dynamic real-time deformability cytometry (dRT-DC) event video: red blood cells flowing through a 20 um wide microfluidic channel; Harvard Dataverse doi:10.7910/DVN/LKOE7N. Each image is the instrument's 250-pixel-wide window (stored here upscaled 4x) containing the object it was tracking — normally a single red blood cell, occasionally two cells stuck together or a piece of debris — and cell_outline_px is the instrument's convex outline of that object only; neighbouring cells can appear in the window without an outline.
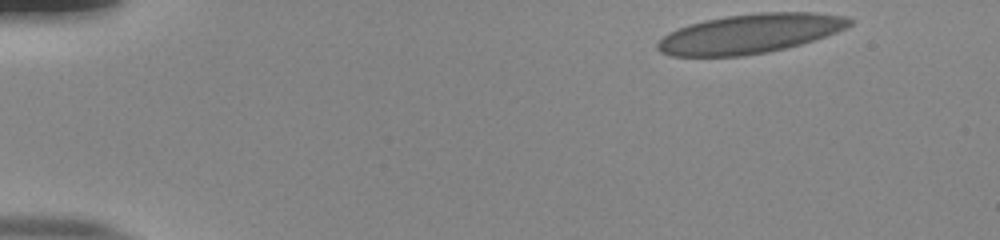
{"species": "human", "species_latin": "Homo sapiens", "temperature_condition": "room temperature", "stored_images_in_passage": 49, "camera_frame_rate_fps": 3000, "um_per_image_px": 0.085, "donor": {"sex": "male"}, "frame": {"image": 1, "passage_image": 1, "time_ms": 0.0, "image_size_px": [1000, 240], "cell_outline_px": [[852, 24], [836, 32], [800, 44], [768, 52], [744, 56], [672, 56], [660, 52], [656, 48], [656, 44], [668, 32], [704, 20], [728, 16], [764, 12], [812, 12], [848, 16], [852, 20]], "centroid_in_image_um": [63.74, 2.86], "position_along_channel_um": 21.3, "area_um2": 43.7}}
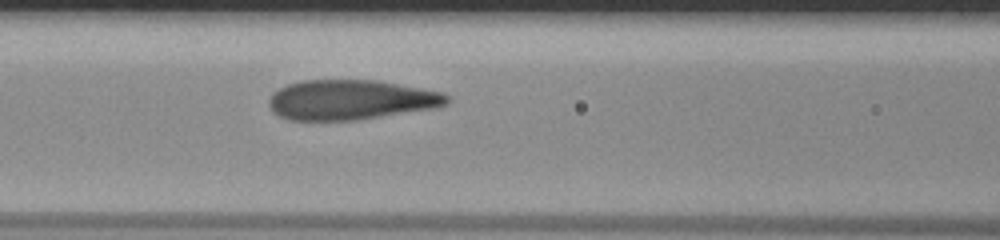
{"frame": {"image": 2, "passage_image": 19, "time_ms": 6.0, "image_size_px": [1000, 240], "cell_outline_px": [[448, 104], [432, 108], [356, 120], [288, 120], [272, 112], [268, 104], [268, 100], [272, 92], [288, 84], [300, 80], [376, 80], [440, 92], [448, 96]], "centroid_in_image_um": [29.73, 8.48], "position_along_channel_um": 136.9, "area_um2": 41.15}}
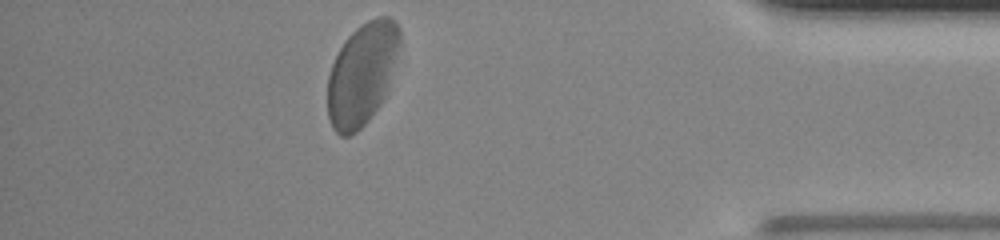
{"frame": {"image": 3, "passage_image": 43, "time_ms": 14.0, "image_size_px": [1000, 240], "cell_outline_px": [[400, 44], [388, 84], [384, 96], [380, 104], [368, 120], [352, 136], [340, 136], [332, 128], [328, 116], [328, 76], [332, 64], [340, 48], [348, 36], [356, 28], [368, 20], [376, 16], [388, 16], [396, 20], [400, 28]], "centroid_in_image_um": [30.76, 6.27], "position_along_channel_um": 404.4, "area_um2": 42.71}, "authors_computed_cell_mechanics": {"area_um2": 43.1766, "velocity_mm_per_s": 3.7785, "shape_relaxation_time_tau1_ms": 2.1874, "shape_relaxation_time_tau2_ms": null, "deformation_change_tau1": 0.121, "deformation_change_tau2": null}}